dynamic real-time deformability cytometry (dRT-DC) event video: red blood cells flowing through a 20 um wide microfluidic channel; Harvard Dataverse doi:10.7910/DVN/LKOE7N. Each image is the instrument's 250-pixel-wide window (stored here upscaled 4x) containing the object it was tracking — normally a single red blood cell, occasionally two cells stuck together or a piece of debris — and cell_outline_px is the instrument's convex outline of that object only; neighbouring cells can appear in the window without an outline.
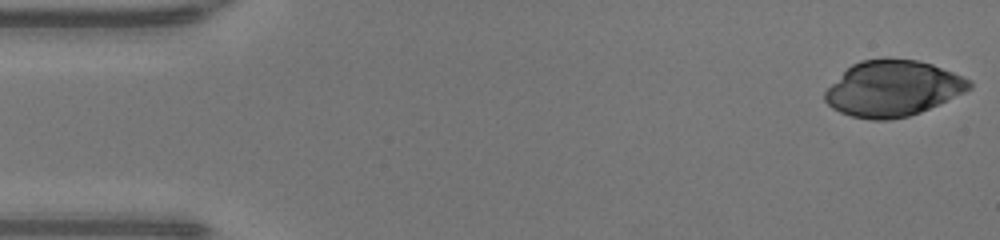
{"species": "human", "species_latin": "Homo sapiens", "temperature_condition": "warm", "stored_images_in_passage": 47, "camera_frame_rate_fps": 3000, "um_per_image_px": 0.085, "donor": {"sex": "male"}, "frame": {"image": 1, "passage_image": 1, "time_ms": 0.0, "image_size_px": [1000, 240], "cell_outline_px": [[972, 88], [964, 92], [920, 112], [908, 116], [888, 120], [872, 120], [852, 116], [840, 112], [832, 108], [824, 100], [824, 92], [852, 64], [860, 60], [884, 56], [916, 60], [932, 64], [972, 80]], "centroid_in_image_um": [75.88, 7.5], "position_along_channel_um": 9.1, "area_um2": 46.93}}
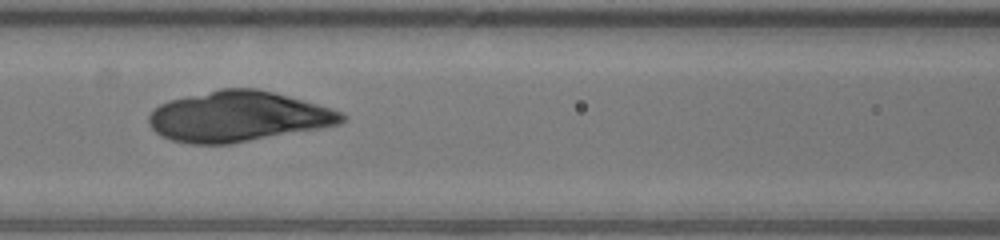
{"frame": {"image": 2, "passage_image": 20, "time_ms": 6.333, "image_size_px": [1000, 240], "cell_outline_px": [[348, 116], [340, 124], [320, 128], [228, 144], [192, 144], [172, 140], [156, 132], [148, 124], [148, 116], [160, 104], [168, 100], [220, 88], [256, 88], [288, 96], [316, 104], [340, 112]], "centroid_in_image_um": [20.21, 9.9], "position_along_channel_um": 146.4, "area_um2": 56.18}}
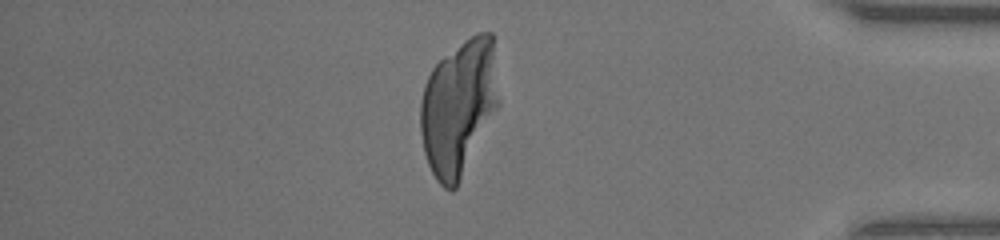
{"frame": {"image": 3, "passage_image": 40, "time_ms": 13.0, "image_size_px": [1000, 240], "cell_outline_px": [[500, 104], [456, 188], [452, 192], [444, 188], [436, 180], [428, 164], [424, 152], [420, 132], [420, 100], [424, 84], [432, 68], [444, 56], [464, 40], [476, 32], [492, 32], [496, 36]], "centroid_in_image_um": [39.03, 9.05], "position_along_channel_um": 396.2, "area_um2": 62.94}}